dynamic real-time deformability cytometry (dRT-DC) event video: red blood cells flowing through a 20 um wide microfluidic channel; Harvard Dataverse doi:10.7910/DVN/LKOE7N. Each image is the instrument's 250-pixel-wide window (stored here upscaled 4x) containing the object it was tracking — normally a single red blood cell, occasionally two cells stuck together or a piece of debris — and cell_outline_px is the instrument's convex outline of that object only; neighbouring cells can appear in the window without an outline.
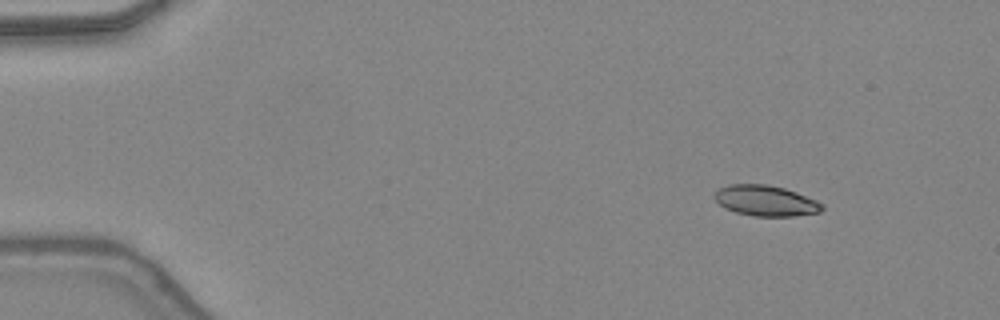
{"species": "common noctule bat (a hibernating species)", "species_latin": "Nyctalus noctula", "temperature_condition": "warm", "stored_images_in_passage": 43, "camera_frame_rate_fps": 3000, "um_per_image_px": 0.085, "animal": {"sex": "female", "body_mass_g": 24.6, "forearm_length_mm": 56.2}, "frame": {"image": 1, "passage_image": 1, "time_ms": 0.0, "image_size_px": [1000, 320], "cell_outline_px": [[824, 208], [820, 212], [792, 216], [752, 216], [736, 212], [724, 208], [712, 196], [720, 188], [728, 184], [768, 184], [784, 188], [796, 192], [816, 200], [824, 204]], "centroid_in_image_um": [65.08, 17.06], "position_along_channel_um": 19.9, "area_um2": 19.25}}
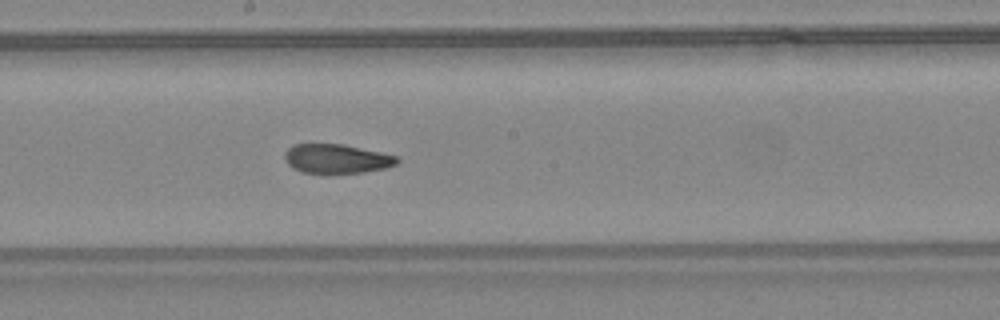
{"frame": {"image": 2, "passage_image": 22, "time_ms": 7.0, "image_size_px": [1000, 320], "cell_outline_px": [[400, 160], [396, 164], [384, 168], [364, 172], [300, 172], [292, 168], [288, 164], [284, 156], [284, 152], [292, 144], [344, 144], [380, 152], [396, 156]], "centroid_in_image_um": [28.58, 13.47], "position_along_channel_um": 219.6, "area_um2": 18.9}}
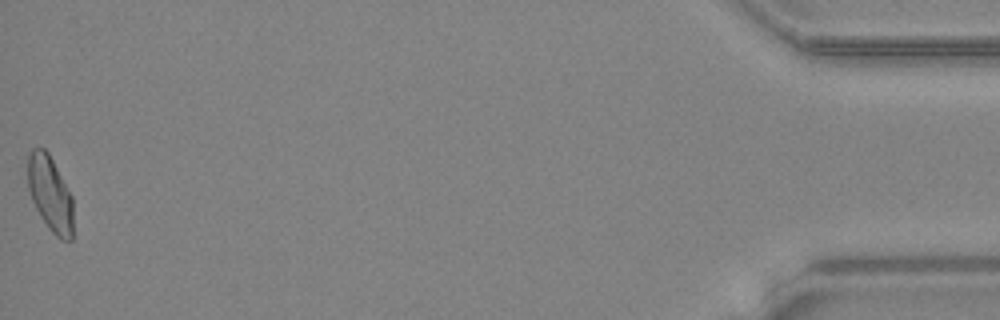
{"frame": {"image": 3, "passage_image": 43, "time_ms": 14.0, "image_size_px": [1000, 320], "cell_outline_px": [[72, 240], [60, 240], [48, 228], [40, 216], [32, 200], [28, 188], [28, 156], [32, 148], [44, 148], [48, 152], [72, 196]], "centroid_in_image_um": [4.25, 16.48], "position_along_channel_um": 430.9, "area_um2": 19.83}, "authors_computed_cell_mechanics": {"area_um2": 19.941, "velocity_mm_per_s": 4.3828, "shape_relaxation_time_tau1_ms": null, "shape_relaxation_time_tau2_ms": 1.6011, "deformation_change_tau1": null, "deformation_change_tau2": 0.0775}}